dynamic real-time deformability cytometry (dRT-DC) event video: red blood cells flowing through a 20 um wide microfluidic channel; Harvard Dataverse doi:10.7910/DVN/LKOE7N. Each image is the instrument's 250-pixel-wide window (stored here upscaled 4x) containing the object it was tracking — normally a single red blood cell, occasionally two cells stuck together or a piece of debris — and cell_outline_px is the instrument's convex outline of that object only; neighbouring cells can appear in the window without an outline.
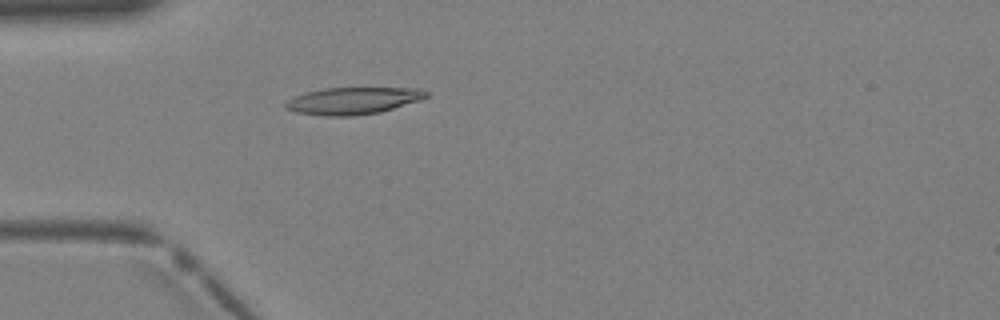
{"species": "Egyptian fruit bat (a non-hibernating species)", "species_latin": "Rousettus aegyptiacus", "temperature_condition": "warm", "stored_images_in_passage": 2, "camera_frame_rate_fps": 3000, "um_per_image_px": 0.085, "animal": {"sex": "female"}, "frame": {"image": 1, "passage_image": 2, "time_ms": 0.333, "image_size_px": [1000, 320], "cell_outline_px": [[428, 96], [420, 100], [380, 112], [356, 116], [324, 116], [296, 112], [288, 108], [284, 104], [288, 100], [304, 92], [324, 88], [420, 88], [428, 92]], "centroid_in_image_um": [30.02, 8.56], "position_along_channel_um": 55.0, "area_um2": 22.08}}